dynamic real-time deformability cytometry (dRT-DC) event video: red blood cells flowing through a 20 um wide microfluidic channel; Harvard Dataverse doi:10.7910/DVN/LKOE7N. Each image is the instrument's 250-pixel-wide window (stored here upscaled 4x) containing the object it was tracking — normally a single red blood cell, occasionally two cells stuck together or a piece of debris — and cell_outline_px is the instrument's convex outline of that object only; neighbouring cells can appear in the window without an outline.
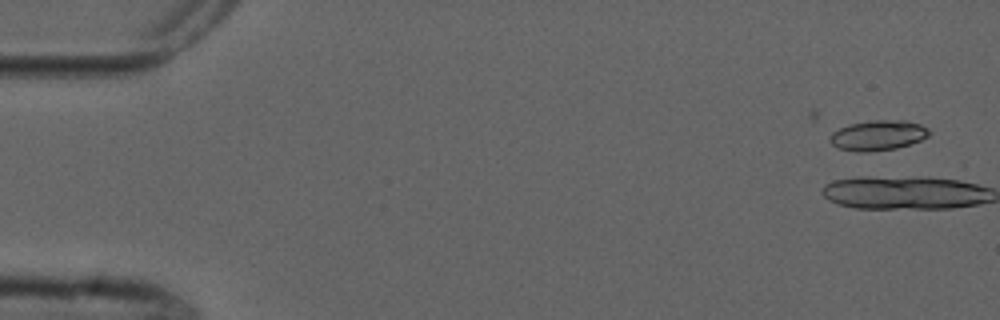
{"species": "common noctule bat (a hibernating species)", "species_latin": "Nyctalus noctula", "temperature_condition": "cold", "stored_images_in_passage": 6, "camera_frame_rate_fps": 3000, "um_per_image_px": 0.085, "animal": {"sex": "male", "forearm_length_mm": 52.5}, "frame": {"image": 1, "passage_image": 2, "time_ms": 1.333, "image_size_px": [1000, 320], "cell_outline_px": [[932, 132], [928, 136], [920, 140], [896, 148], [868, 152], [856, 152], [836, 148], [828, 140], [832, 132], [848, 124], [872, 120], [904, 120], [920, 124], [928, 128]], "centroid_in_image_um": [74.6, 11.5], "position_along_channel_um": 10.4, "area_um2": 17.57}}
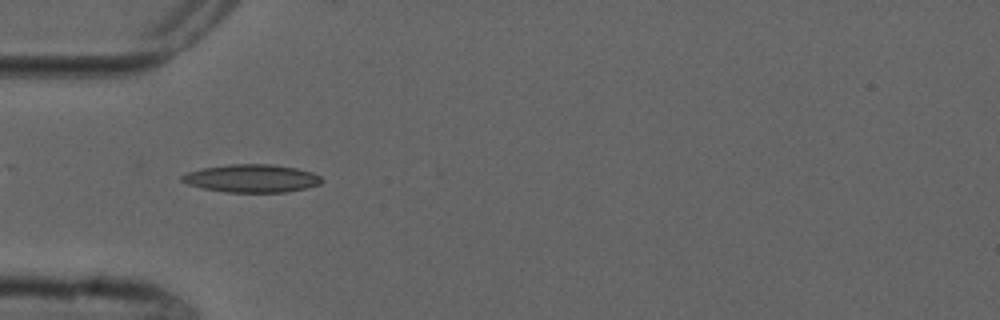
{"frame": {"image": 2, "passage_image": 5, "time_ms": 7.0, "image_size_px": [1000, 320], "cell_outline_px": [[324, 180], [320, 184], [308, 188], [284, 192], [224, 192], [204, 188], [188, 184], [180, 180], [180, 176], [188, 172], [204, 168], [228, 164], [272, 164], [296, 168], [312, 172], [320, 176]], "centroid_in_image_um": [21.42, 15.16], "position_along_channel_um": 63.6, "area_um2": 22.77}}
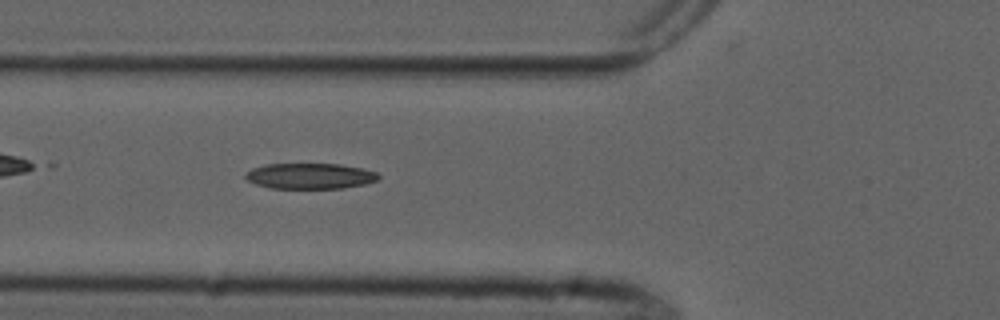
{"frame": {"image": 3, "passage_image": 6, "time_ms": 8.0, "image_size_px": [1000, 320], "cell_outline_px": [[380, 176], [376, 180], [364, 184], [344, 188], [272, 188], [256, 184], [248, 180], [244, 176], [252, 168], [264, 164], [340, 164], [364, 168], [376, 172]], "centroid_in_image_um": [26.36, 14.95], "position_along_channel_um": 99.4, "area_um2": 19.83}}